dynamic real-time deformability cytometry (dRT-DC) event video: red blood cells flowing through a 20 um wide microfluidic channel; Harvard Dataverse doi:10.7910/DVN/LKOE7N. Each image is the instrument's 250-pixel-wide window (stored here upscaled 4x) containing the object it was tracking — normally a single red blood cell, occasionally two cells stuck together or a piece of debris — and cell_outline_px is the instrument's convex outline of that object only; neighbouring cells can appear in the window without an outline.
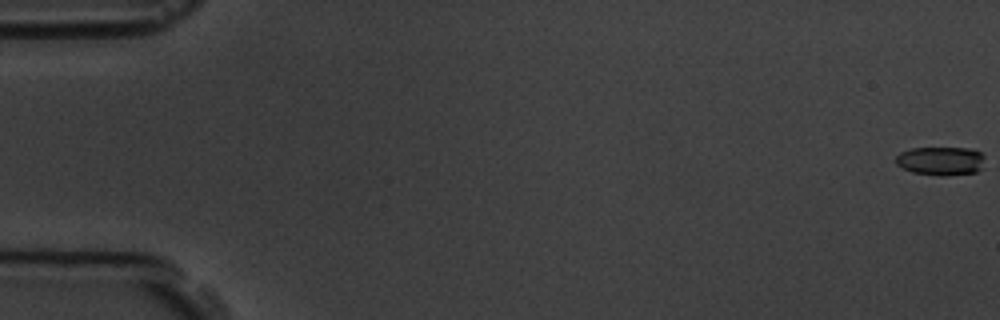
{"species": "common noctule bat (a hibernating species)", "species_latin": "Nyctalus noctula", "temperature_condition": "room temperature", "stored_images_in_passage": 58, "camera_frame_rate_fps": 3000, "um_per_image_px": 0.085, "animal": {"sex": "male", "body_mass_g": 19.5, "forearm_length_mm": 54.6}, "frame": {"image": 1, "passage_image": 1, "time_ms": 0.0, "image_size_px": [1000, 320], "cell_outline_px": [[984, 168], [976, 172], [944, 176], [940, 176], [912, 172], [896, 164], [896, 156], [900, 152], [912, 148], [968, 148], [980, 152], [984, 156]], "centroid_in_image_um": [79.99, 13.68], "position_along_channel_um": 5.0, "area_um2": 14.97}}
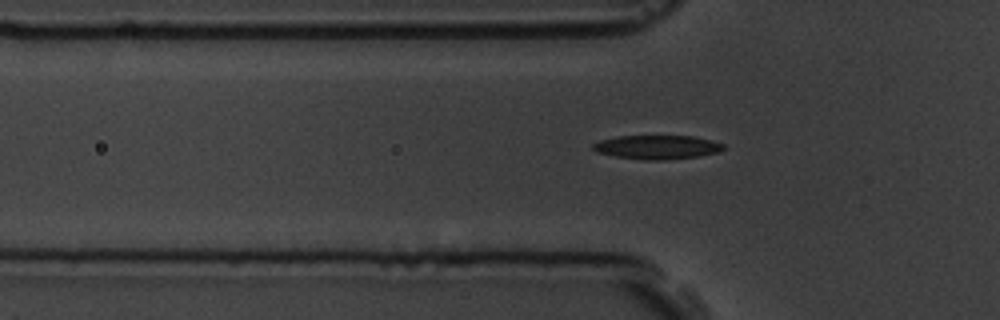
{"frame": {"image": 2, "passage_image": 20, "time_ms": 6.333, "image_size_px": [1000, 320], "cell_outline_px": [[728, 148], [720, 152], [696, 156], [664, 160], [644, 160], [616, 156], [596, 152], [592, 148], [592, 144], [600, 140], [616, 136], [692, 136], [724, 144]], "centroid_in_image_um": [55.85, 12.5], "position_along_channel_um": 69.9, "area_um2": 18.15}}
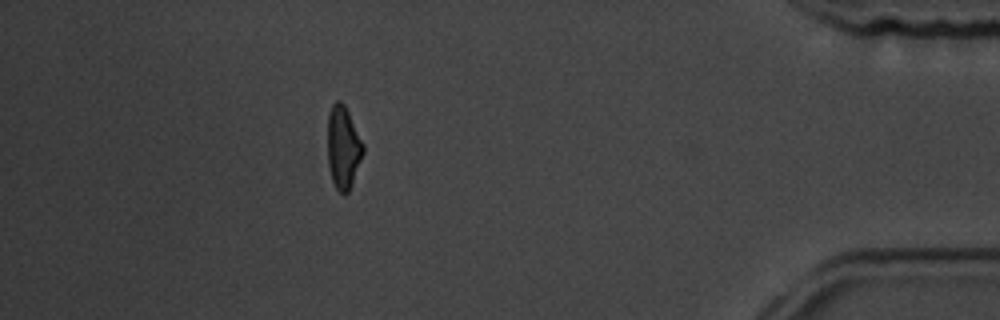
{"frame": {"image": 3, "passage_image": 52, "time_ms": 17.0, "image_size_px": [1000, 320], "cell_outline_px": [[364, 152], [352, 184], [348, 192], [344, 196], [336, 188], [332, 180], [328, 164], [328, 112], [332, 104], [336, 100], [340, 100], [344, 104], [364, 144]], "centroid_in_image_um": [29.17, 12.53], "position_along_channel_um": 406.0, "area_um2": 17.17}, "authors_computed_cell_mechanics": {"area_um2": 17.7446, "velocity_mm_per_s": 3.6174, "shape_relaxation_time_tau1_ms": 3.0658, "shape_relaxation_time_tau2_ms": 1.9597, "deformation_change_tau1": 0.1461, "deformation_change_tau2": 0.0836}}